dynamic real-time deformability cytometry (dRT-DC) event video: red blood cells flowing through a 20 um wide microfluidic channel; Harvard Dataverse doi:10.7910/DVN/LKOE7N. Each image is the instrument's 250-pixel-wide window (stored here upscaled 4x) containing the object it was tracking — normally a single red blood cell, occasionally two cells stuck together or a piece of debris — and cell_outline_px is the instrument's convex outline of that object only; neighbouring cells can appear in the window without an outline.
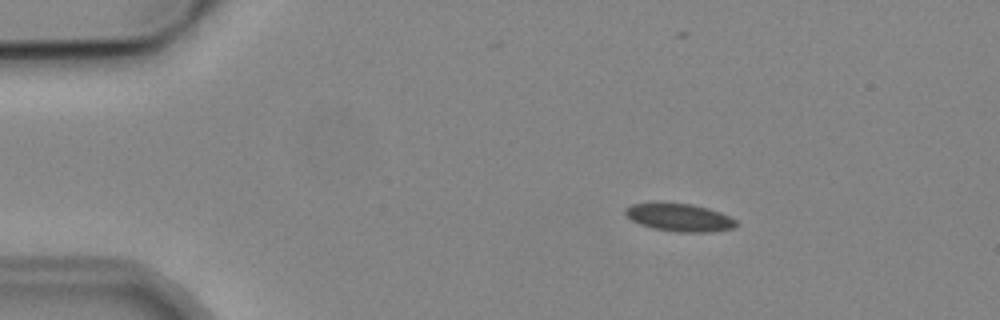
{"species": "common noctule bat (a hibernating species)", "species_latin": "Nyctalus noctula", "temperature_condition": "cold", "stored_images_in_passage": 3, "camera_frame_rate_fps": 3000, "um_per_image_px": 0.085, "animal": {"sex": "male", "body_mass_g": 19.2, "forearm_length_mm": 51.8}, "frame": {"image": 1, "passage_image": 1, "time_ms": 0.0, "image_size_px": [1000, 320], "cell_outline_px": [[736, 224], [732, 228], [708, 232], [680, 232], [652, 228], [640, 224], [632, 220], [624, 212], [624, 208], [632, 204], [692, 204], [708, 208], [720, 212], [736, 220]], "centroid_in_image_um": [57.75, 18.5], "position_along_channel_um": 27.2, "area_um2": 17.46}}